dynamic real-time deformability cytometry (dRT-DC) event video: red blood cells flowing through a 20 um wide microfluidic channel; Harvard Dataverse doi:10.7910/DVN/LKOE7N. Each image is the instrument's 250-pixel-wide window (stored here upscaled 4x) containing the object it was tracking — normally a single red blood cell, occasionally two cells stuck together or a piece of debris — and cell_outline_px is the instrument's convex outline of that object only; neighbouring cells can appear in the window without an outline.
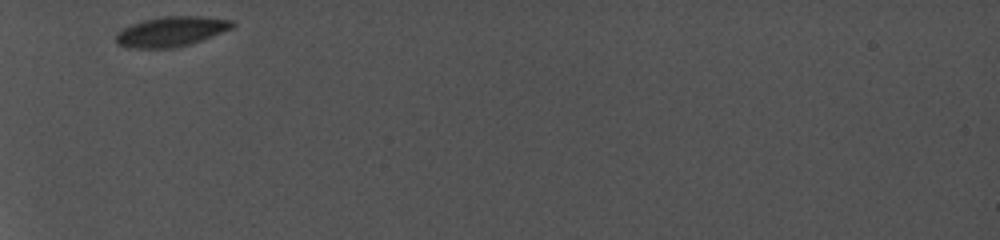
{"species": "common noctule bat (a hibernating species)", "species_latin": "Nyctalus noctula", "temperature_condition": "cold", "stored_images_in_passage": 6, "camera_frame_rate_fps": 5000, "um_per_image_px": 0.085, "animal": {"sex": "female", "body_mass_g": 19.0, "forearm_length_mm": 56.7}, "frame": {"image": 1, "passage_image": 1, "time_ms": 0.0, "image_size_px": [1000, 240], "cell_outline_px": [[236, 24], [232, 28], [212, 36], [176, 48], [128, 48], [116, 44], [116, 32], [132, 24], [144, 20], [164, 16], [200, 16], [232, 20]], "centroid_in_image_um": [14.53, 2.68], "position_along_channel_um": 70.5, "area_um2": 20.23}}
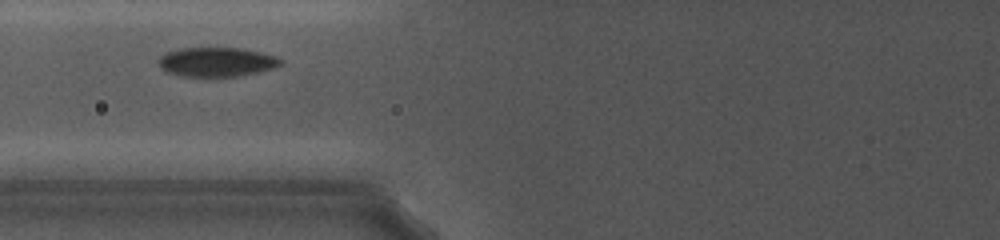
{"frame": {"image": 2, "passage_image": 3, "time_ms": 1.4, "image_size_px": [1000, 240], "cell_outline_px": [[284, 64], [272, 68], [240, 76], [184, 76], [168, 72], [160, 68], [156, 60], [164, 52], [180, 48], [240, 48], [260, 52], [276, 56], [284, 60]], "centroid_in_image_um": [18.39, 5.25], "position_along_channel_um": 107.4, "area_um2": 20.92}}